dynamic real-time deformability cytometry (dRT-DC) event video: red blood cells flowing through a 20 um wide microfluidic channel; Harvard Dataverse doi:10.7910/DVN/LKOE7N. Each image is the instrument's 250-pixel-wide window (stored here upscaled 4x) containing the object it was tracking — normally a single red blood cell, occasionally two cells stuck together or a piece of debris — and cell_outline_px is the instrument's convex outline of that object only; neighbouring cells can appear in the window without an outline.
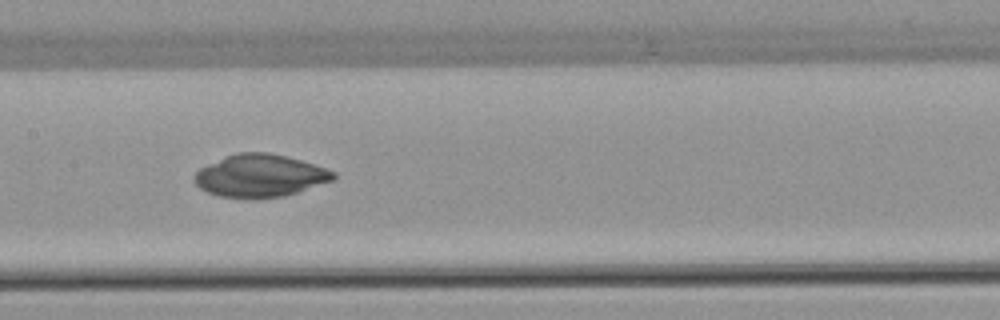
{"species": "common noctule bat (a hibernating species)", "species_latin": "Nyctalus noctula", "temperature_condition": "warm", "stored_images_in_passage": 7, "segment_of_instrument_passage": [1, 2], "camera_frame_rate_fps": 3000, "um_per_image_px": 0.085, "animal": {"sex": "female", "body_mass_g": 22.7, "forearm_length_mm": 54.2}, "frame": {"image": 1, "passage_image": 6, "time_ms": 7.0, "image_size_px": [1000, 320], "cell_outline_px": [[336, 180], [284, 196], [256, 200], [248, 200], [220, 196], [208, 192], [200, 188], [192, 180], [192, 176], [200, 168], [208, 164], [236, 152], [268, 152], [300, 160], [336, 172]], "centroid_in_image_um": [22.09, 14.97], "position_along_channel_um": 185.3, "area_um2": 34.85}}